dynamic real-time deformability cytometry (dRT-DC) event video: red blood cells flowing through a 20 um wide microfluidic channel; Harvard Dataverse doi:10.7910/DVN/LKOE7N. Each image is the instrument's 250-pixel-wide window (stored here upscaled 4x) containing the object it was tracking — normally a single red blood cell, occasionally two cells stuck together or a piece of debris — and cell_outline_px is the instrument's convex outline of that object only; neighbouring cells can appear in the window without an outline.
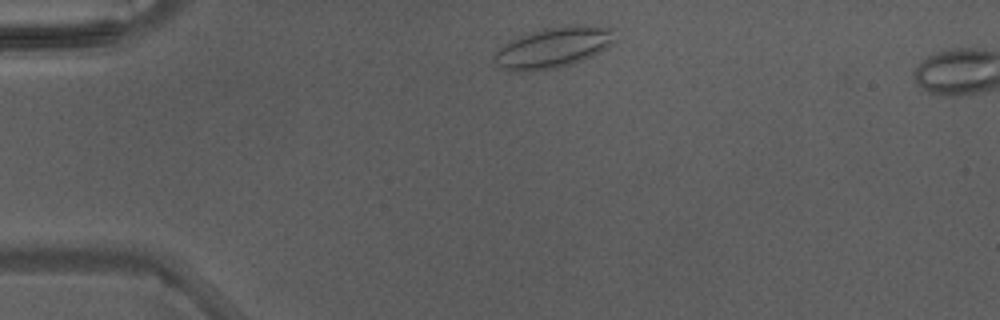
{"species": "Egyptian fruit bat (a non-hibernating species)", "species_latin": "Rousettus aegyptiacus", "temperature_condition": "warm", "stored_images_in_passage": 3, "camera_frame_rate_fps": 3000, "um_per_image_px": 0.085, "animal": {"sex": "male"}, "frame": {"image": 1, "passage_image": 1, "time_ms": 0.0, "image_size_px": [1000, 320], "cell_outline_px": [[616, 40], [600, 52], [584, 60], [572, 64], [556, 68], [532, 72], [512, 72], [500, 68], [492, 64], [492, 56], [508, 40], [528, 32], [560, 24], [584, 24], [616, 28]], "centroid_in_image_um": [47.02, 4.03], "position_along_channel_um": 38.0, "area_um2": 29.82}}